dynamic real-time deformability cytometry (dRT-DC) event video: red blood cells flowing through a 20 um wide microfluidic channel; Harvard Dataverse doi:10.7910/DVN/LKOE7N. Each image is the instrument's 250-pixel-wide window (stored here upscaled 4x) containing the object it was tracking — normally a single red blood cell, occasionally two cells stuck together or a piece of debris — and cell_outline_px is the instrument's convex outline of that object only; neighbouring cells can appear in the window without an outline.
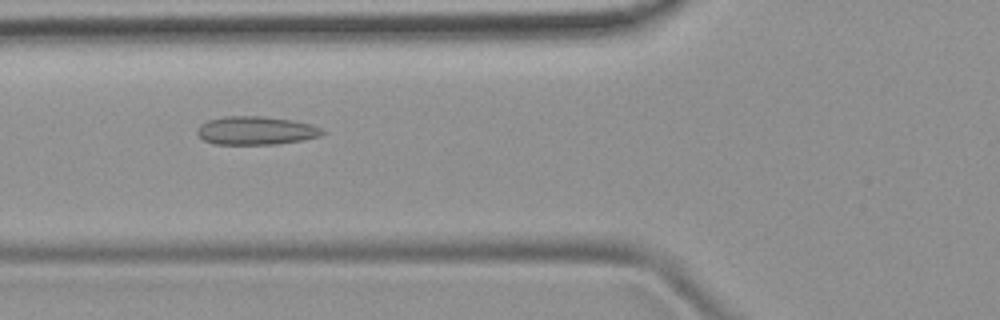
{"species": "common noctule bat (a hibernating species)", "species_latin": "Nyctalus noctula", "temperature_condition": "room temperature", "stored_images_in_passage": 37, "camera_frame_rate_fps": 3000, "um_per_image_px": 0.085, "animal": {"sex": "female", "body_mass_g": 19.9}, "frame": {"image": 1, "passage_image": 5, "time_ms": 1.333, "image_size_px": [1000, 320], "cell_outline_px": [[324, 132], [320, 136], [304, 140], [276, 144], [212, 144], [204, 140], [196, 132], [200, 124], [208, 120], [224, 116], [264, 116], [292, 120], [312, 124], [320, 128]], "centroid_in_image_um": [21.74, 11.09], "position_along_channel_um": 104.1, "area_um2": 20.75}}
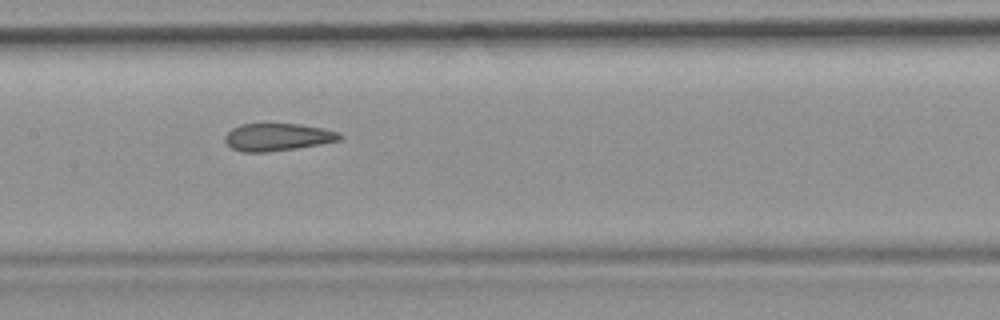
{"frame": {"image": 2, "passage_image": 11, "time_ms": 3.333, "image_size_px": [1000, 320], "cell_outline_px": [[344, 136], [340, 140], [320, 144], [296, 148], [264, 152], [240, 152], [232, 148], [224, 140], [224, 136], [232, 128], [240, 124], [300, 124], [324, 128], [340, 132]], "centroid_in_image_um": [23.61, 11.65], "position_along_channel_um": 183.8, "area_um2": 18.44}}
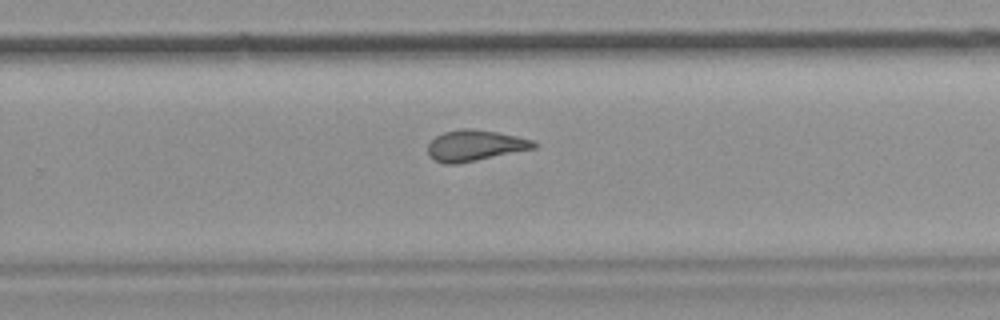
{"frame": {"image": 3, "passage_image": 19, "time_ms": 6.0, "image_size_px": [1000, 320], "cell_outline_px": [[540, 144], [536, 148], [460, 164], [444, 164], [428, 156], [428, 144], [436, 136], [444, 132], [468, 128], [472, 128], [496, 132], [536, 140]], "centroid_in_image_um": [40.42, 12.38], "position_along_channel_um": 289.4, "area_um2": 19.31}, "authors_computed_cell_mechanics": {"area_um2": 19.4208, "velocity_mm_per_s": 3.9856, "shape_relaxation_time_tau1_ms": null, "shape_relaxation_time_tau2_ms": 2.1716, "deformation_change_tau1": null, "deformation_change_tau2": 0.0833}}